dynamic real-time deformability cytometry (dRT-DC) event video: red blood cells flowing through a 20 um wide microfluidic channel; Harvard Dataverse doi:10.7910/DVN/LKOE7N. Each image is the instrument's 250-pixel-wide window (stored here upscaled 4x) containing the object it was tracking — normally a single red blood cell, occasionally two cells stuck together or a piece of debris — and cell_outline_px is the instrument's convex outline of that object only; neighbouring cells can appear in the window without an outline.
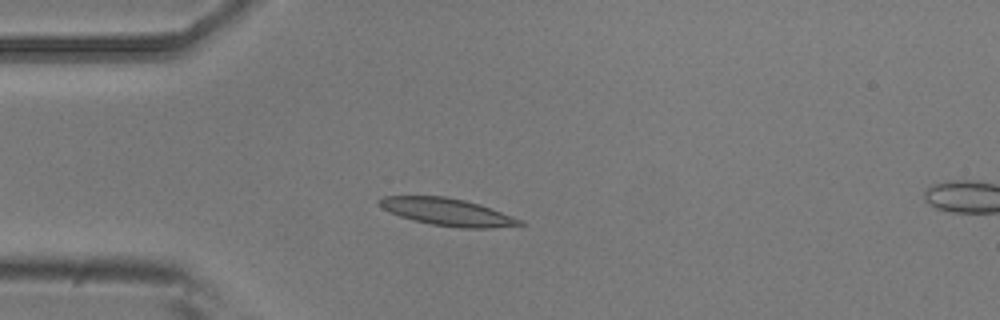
{"species": "common noctule bat (a hibernating species)", "species_latin": "Nyctalus noctula", "temperature_condition": "room temperature", "stored_images_in_passage": 3, "camera_frame_rate_fps": 3000, "um_per_image_px": 0.085, "animal": {"sex": "male", "body_mass_g": 20.5, "forearm_length_mm": 52.5}, "frame": {"image": 1, "passage_image": 2, "time_ms": 0.333, "image_size_px": [1000, 320], "cell_outline_px": [[524, 224], [492, 228], [460, 228], [432, 224], [400, 216], [388, 212], [376, 204], [376, 200], [384, 196], [444, 196], [464, 200], [480, 204], [524, 220]], "centroid_in_image_um": [38.01, 18.01], "position_along_channel_um": 47.0, "area_um2": 22.37}}